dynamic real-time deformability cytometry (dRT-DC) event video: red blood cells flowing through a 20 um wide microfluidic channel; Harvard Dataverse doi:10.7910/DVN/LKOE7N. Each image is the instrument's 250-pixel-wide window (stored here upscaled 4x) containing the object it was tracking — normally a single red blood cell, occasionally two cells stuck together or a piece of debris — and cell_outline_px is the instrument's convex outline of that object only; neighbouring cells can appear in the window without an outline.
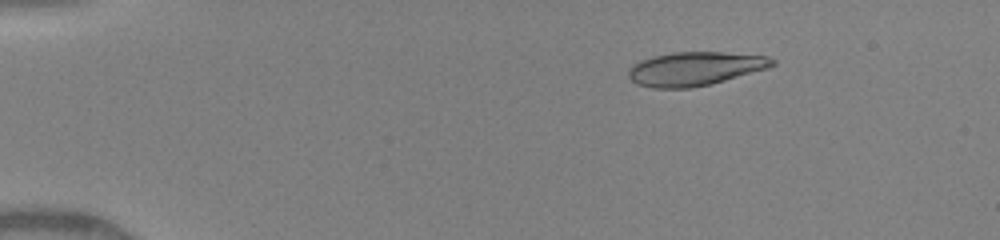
{"species": "human", "species_latin": "Homo sapiens", "temperature_condition": "warm", "stored_images_in_passage": 14, "camera_frame_rate_fps": 3000, "um_per_image_px": 0.085, "donor": {"sex": "female"}, "frame": {"image": 1, "passage_image": 7, "time_ms": 2.333, "image_size_px": [1000, 240], "cell_outline_px": [[776, 64], [768, 68], [712, 84], [692, 88], [652, 88], [636, 84], [628, 76], [628, 68], [632, 64], [640, 60], [652, 56], [672, 52], [724, 52], [768, 56], [776, 60]], "centroid_in_image_um": [59.06, 5.84], "position_along_channel_um": 25.9, "area_um2": 28.61}}